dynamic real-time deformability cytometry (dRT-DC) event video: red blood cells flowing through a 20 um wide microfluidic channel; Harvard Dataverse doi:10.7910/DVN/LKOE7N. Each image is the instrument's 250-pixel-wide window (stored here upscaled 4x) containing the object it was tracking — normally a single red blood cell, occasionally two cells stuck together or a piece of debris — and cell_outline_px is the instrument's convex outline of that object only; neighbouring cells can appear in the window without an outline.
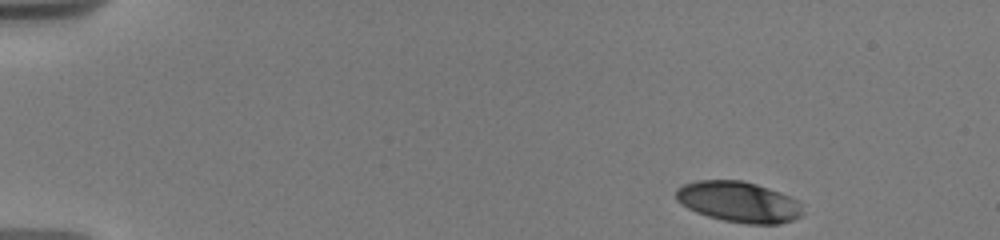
{"species": "human", "species_latin": "Homo sapiens", "temperature_condition": "warm", "stored_images_in_passage": 28, "camera_frame_rate_fps": 3000, "um_per_image_px": 0.085, "donor": {"sex": "male"}, "frame": {"image": 1, "passage_image": 1, "time_ms": 0.0, "image_size_px": [1000, 240], "cell_outline_px": [[804, 216], [780, 224], [748, 224], [724, 220], [708, 216], [696, 212], [680, 204], [676, 200], [676, 188], [684, 184], [696, 180], [740, 180], [756, 184], [780, 192], [800, 200], [804, 212]], "centroid_in_image_um": [62.82, 17.16], "position_along_channel_um": 22.2, "area_um2": 30.4}}
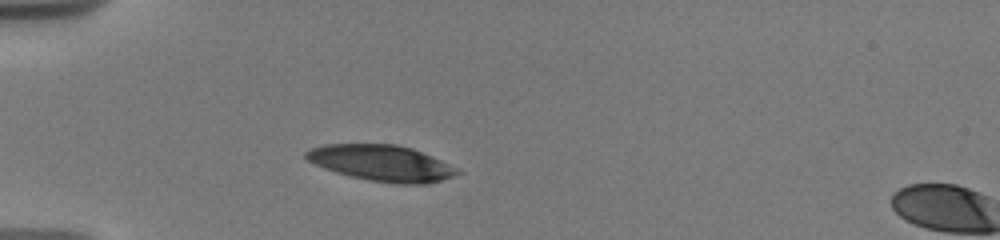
{"frame": {"image": 2, "passage_image": 17, "time_ms": 3.333, "image_size_px": [1000, 240], "cell_outline_px": [[464, 172], [428, 184], [396, 184], [368, 180], [336, 172], [324, 168], [308, 160], [304, 156], [304, 152], [312, 148], [324, 144], [396, 144], [412, 148], [432, 156], [460, 168]], "centroid_in_image_um": [32.48, 13.86], "position_along_channel_um": 52.5, "area_um2": 31.85}}
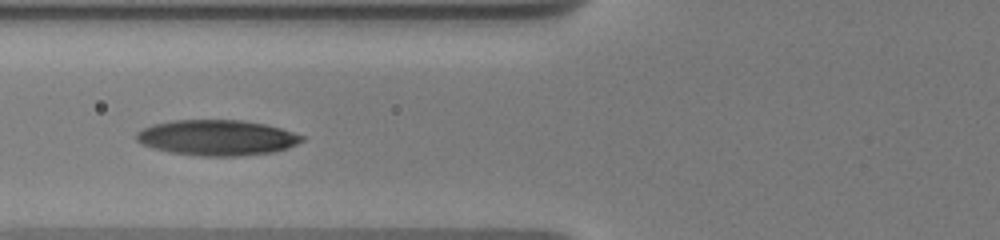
{"frame": {"image": 3, "passage_image": 27, "time_ms": 5.333, "image_size_px": [1000, 240], "cell_outline_px": [[304, 140], [288, 148], [272, 152], [240, 156], [200, 156], [168, 152], [144, 144], [136, 140], [136, 132], [152, 124], [172, 120], [240, 120], [264, 124], [280, 128], [304, 136]], "centroid_in_image_um": [18.44, 11.7], "position_along_channel_um": 107.4, "area_um2": 34.16}}